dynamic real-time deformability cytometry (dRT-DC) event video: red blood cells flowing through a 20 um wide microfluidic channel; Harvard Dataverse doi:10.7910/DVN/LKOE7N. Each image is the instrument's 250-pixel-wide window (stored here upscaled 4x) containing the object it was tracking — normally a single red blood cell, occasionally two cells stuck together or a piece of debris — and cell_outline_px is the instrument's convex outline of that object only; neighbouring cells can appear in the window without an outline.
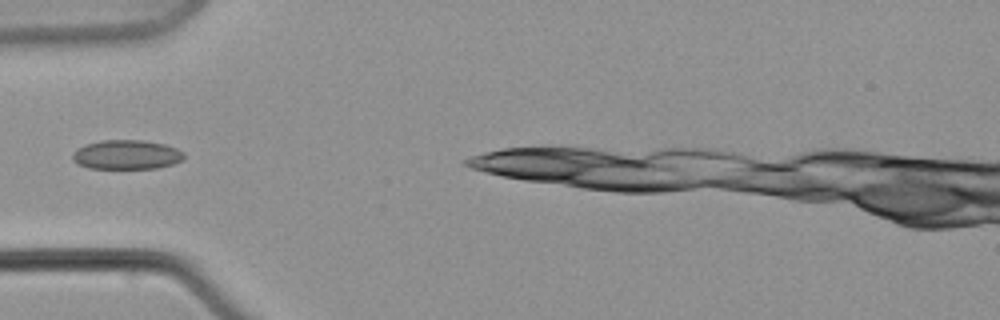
{"species": "common noctule bat (a hibernating species)", "species_latin": "Nyctalus noctula", "temperature_condition": "warm", "stored_images_in_passage": 11, "camera_frame_rate_fps": 3000, "um_per_image_px": 0.085, "animal": {"sex": "male", "body_mass_g": 21.5, "forearm_length_mm": 52.0}, "frame": {"image": 1, "passage_image": 4, "time_ms": 3.667, "image_size_px": [1000, 320], "cell_outline_px": [[184, 160], [172, 164], [156, 168], [88, 168], [76, 164], [72, 160], [72, 156], [84, 144], [100, 140], [144, 140], [164, 144], [176, 148], [184, 152]], "centroid_in_image_um": [10.77, 13.14], "position_along_channel_um": 74.2, "area_um2": 19.07}}
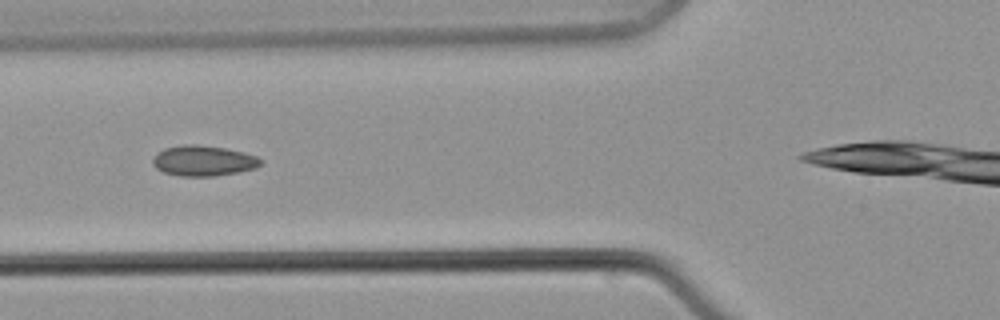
{"frame": {"image": 2, "passage_image": 5, "time_ms": 5.0, "image_size_px": [1000, 320], "cell_outline_px": [[264, 160], [256, 168], [240, 172], [212, 176], [180, 176], [164, 172], [156, 168], [152, 164], [152, 160], [156, 152], [164, 148], [184, 144], [196, 144], [224, 148], [244, 152], [256, 156]], "centroid_in_image_um": [17.28, 13.66], "position_along_channel_um": 108.5, "area_um2": 19.31}}